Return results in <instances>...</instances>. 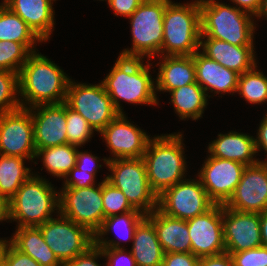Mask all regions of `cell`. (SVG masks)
<instances>
[{"label":"cell","mask_w":267,"mask_h":266,"mask_svg":"<svg viewBox=\"0 0 267 266\" xmlns=\"http://www.w3.org/2000/svg\"><path fill=\"white\" fill-rule=\"evenodd\" d=\"M69 82L70 78L53 61L31 53L18 73L21 108L65 102Z\"/></svg>","instance_id":"cell-1"},{"label":"cell","mask_w":267,"mask_h":266,"mask_svg":"<svg viewBox=\"0 0 267 266\" xmlns=\"http://www.w3.org/2000/svg\"><path fill=\"white\" fill-rule=\"evenodd\" d=\"M148 63V64H147ZM142 58L119 56L102 84L119 114H124L119 100L134 104H158L154 79L150 75L151 63Z\"/></svg>","instance_id":"cell-2"},{"label":"cell","mask_w":267,"mask_h":266,"mask_svg":"<svg viewBox=\"0 0 267 266\" xmlns=\"http://www.w3.org/2000/svg\"><path fill=\"white\" fill-rule=\"evenodd\" d=\"M181 133L154 136L142 156L151 190L159 196L185 179L186 160ZM184 176V177H183Z\"/></svg>","instance_id":"cell-3"},{"label":"cell","mask_w":267,"mask_h":266,"mask_svg":"<svg viewBox=\"0 0 267 266\" xmlns=\"http://www.w3.org/2000/svg\"><path fill=\"white\" fill-rule=\"evenodd\" d=\"M48 182L32 175L6 202V218L17 221L18 228L38 227L53 218L54 210L59 214V193Z\"/></svg>","instance_id":"cell-4"},{"label":"cell","mask_w":267,"mask_h":266,"mask_svg":"<svg viewBox=\"0 0 267 266\" xmlns=\"http://www.w3.org/2000/svg\"><path fill=\"white\" fill-rule=\"evenodd\" d=\"M200 38H214L235 46H254L252 15L236 6L200 0Z\"/></svg>","instance_id":"cell-5"},{"label":"cell","mask_w":267,"mask_h":266,"mask_svg":"<svg viewBox=\"0 0 267 266\" xmlns=\"http://www.w3.org/2000/svg\"><path fill=\"white\" fill-rule=\"evenodd\" d=\"M200 35V0L183 5L170 0L164 12L162 56L193 55L200 50Z\"/></svg>","instance_id":"cell-6"},{"label":"cell","mask_w":267,"mask_h":266,"mask_svg":"<svg viewBox=\"0 0 267 266\" xmlns=\"http://www.w3.org/2000/svg\"><path fill=\"white\" fill-rule=\"evenodd\" d=\"M170 0H144L128 18L131 24L132 48L123 50L124 58H153L161 53L163 20Z\"/></svg>","instance_id":"cell-7"},{"label":"cell","mask_w":267,"mask_h":266,"mask_svg":"<svg viewBox=\"0 0 267 266\" xmlns=\"http://www.w3.org/2000/svg\"><path fill=\"white\" fill-rule=\"evenodd\" d=\"M107 166L112 174L104 180L121 190L134 209L145 215L157 209V195L148 183L142 157L108 160Z\"/></svg>","instance_id":"cell-8"},{"label":"cell","mask_w":267,"mask_h":266,"mask_svg":"<svg viewBox=\"0 0 267 266\" xmlns=\"http://www.w3.org/2000/svg\"><path fill=\"white\" fill-rule=\"evenodd\" d=\"M65 103L99 133L119 114L102 82L78 84L70 79Z\"/></svg>","instance_id":"cell-9"},{"label":"cell","mask_w":267,"mask_h":266,"mask_svg":"<svg viewBox=\"0 0 267 266\" xmlns=\"http://www.w3.org/2000/svg\"><path fill=\"white\" fill-rule=\"evenodd\" d=\"M59 214L85 227L93 235L104 221L102 182L97 187L63 188L59 192Z\"/></svg>","instance_id":"cell-10"},{"label":"cell","mask_w":267,"mask_h":266,"mask_svg":"<svg viewBox=\"0 0 267 266\" xmlns=\"http://www.w3.org/2000/svg\"><path fill=\"white\" fill-rule=\"evenodd\" d=\"M214 205L200 179H185L157 196L160 212L182 220L202 215Z\"/></svg>","instance_id":"cell-11"},{"label":"cell","mask_w":267,"mask_h":266,"mask_svg":"<svg viewBox=\"0 0 267 266\" xmlns=\"http://www.w3.org/2000/svg\"><path fill=\"white\" fill-rule=\"evenodd\" d=\"M46 244L64 264L94 245V235L85 227L59 215L38 226Z\"/></svg>","instance_id":"cell-12"},{"label":"cell","mask_w":267,"mask_h":266,"mask_svg":"<svg viewBox=\"0 0 267 266\" xmlns=\"http://www.w3.org/2000/svg\"><path fill=\"white\" fill-rule=\"evenodd\" d=\"M0 155L36 159L33 119L28 109L0 114Z\"/></svg>","instance_id":"cell-13"},{"label":"cell","mask_w":267,"mask_h":266,"mask_svg":"<svg viewBox=\"0 0 267 266\" xmlns=\"http://www.w3.org/2000/svg\"><path fill=\"white\" fill-rule=\"evenodd\" d=\"M246 165L210 156L198 172L202 186L215 204L224 205L235 191Z\"/></svg>","instance_id":"cell-14"},{"label":"cell","mask_w":267,"mask_h":266,"mask_svg":"<svg viewBox=\"0 0 267 266\" xmlns=\"http://www.w3.org/2000/svg\"><path fill=\"white\" fill-rule=\"evenodd\" d=\"M106 146L113 158H104L106 166L108 160L141 158L149 143L150 135L130 123L125 114H118L101 132Z\"/></svg>","instance_id":"cell-15"},{"label":"cell","mask_w":267,"mask_h":266,"mask_svg":"<svg viewBox=\"0 0 267 266\" xmlns=\"http://www.w3.org/2000/svg\"><path fill=\"white\" fill-rule=\"evenodd\" d=\"M191 252L198 258L226 252L222 204H215L206 213L187 220Z\"/></svg>","instance_id":"cell-16"},{"label":"cell","mask_w":267,"mask_h":266,"mask_svg":"<svg viewBox=\"0 0 267 266\" xmlns=\"http://www.w3.org/2000/svg\"><path fill=\"white\" fill-rule=\"evenodd\" d=\"M225 207L250 213L267 211V163L247 165Z\"/></svg>","instance_id":"cell-17"},{"label":"cell","mask_w":267,"mask_h":266,"mask_svg":"<svg viewBox=\"0 0 267 266\" xmlns=\"http://www.w3.org/2000/svg\"><path fill=\"white\" fill-rule=\"evenodd\" d=\"M226 252H241L262 246L260 213L240 212L222 205Z\"/></svg>","instance_id":"cell-18"},{"label":"cell","mask_w":267,"mask_h":266,"mask_svg":"<svg viewBox=\"0 0 267 266\" xmlns=\"http://www.w3.org/2000/svg\"><path fill=\"white\" fill-rule=\"evenodd\" d=\"M27 109L33 119L36 151L67 144L65 102L42 104Z\"/></svg>","instance_id":"cell-19"},{"label":"cell","mask_w":267,"mask_h":266,"mask_svg":"<svg viewBox=\"0 0 267 266\" xmlns=\"http://www.w3.org/2000/svg\"><path fill=\"white\" fill-rule=\"evenodd\" d=\"M200 47L208 58L239 74L257 65L254 46H235L214 38H200Z\"/></svg>","instance_id":"cell-20"},{"label":"cell","mask_w":267,"mask_h":266,"mask_svg":"<svg viewBox=\"0 0 267 266\" xmlns=\"http://www.w3.org/2000/svg\"><path fill=\"white\" fill-rule=\"evenodd\" d=\"M196 68V82L207 91L215 94L235 93L237 90L239 73L228 69L215 60L208 58L201 50L193 54Z\"/></svg>","instance_id":"cell-21"},{"label":"cell","mask_w":267,"mask_h":266,"mask_svg":"<svg viewBox=\"0 0 267 266\" xmlns=\"http://www.w3.org/2000/svg\"><path fill=\"white\" fill-rule=\"evenodd\" d=\"M146 217L153 223L165 253L191 252L187 220L171 217L155 209Z\"/></svg>","instance_id":"cell-22"},{"label":"cell","mask_w":267,"mask_h":266,"mask_svg":"<svg viewBox=\"0 0 267 266\" xmlns=\"http://www.w3.org/2000/svg\"><path fill=\"white\" fill-rule=\"evenodd\" d=\"M53 1L56 0H11L6 6L45 42L49 40L54 28Z\"/></svg>","instance_id":"cell-23"},{"label":"cell","mask_w":267,"mask_h":266,"mask_svg":"<svg viewBox=\"0 0 267 266\" xmlns=\"http://www.w3.org/2000/svg\"><path fill=\"white\" fill-rule=\"evenodd\" d=\"M159 72L155 80V91L170 92L196 82L193 55L161 56Z\"/></svg>","instance_id":"cell-24"},{"label":"cell","mask_w":267,"mask_h":266,"mask_svg":"<svg viewBox=\"0 0 267 266\" xmlns=\"http://www.w3.org/2000/svg\"><path fill=\"white\" fill-rule=\"evenodd\" d=\"M210 156L220 159L233 160L244 165H253L259 162L256 155L255 138L253 136L231 131L227 134H218V138L208 146Z\"/></svg>","instance_id":"cell-25"},{"label":"cell","mask_w":267,"mask_h":266,"mask_svg":"<svg viewBox=\"0 0 267 266\" xmlns=\"http://www.w3.org/2000/svg\"><path fill=\"white\" fill-rule=\"evenodd\" d=\"M132 241L131 253L136 266H162L165 252L147 217L138 224Z\"/></svg>","instance_id":"cell-26"},{"label":"cell","mask_w":267,"mask_h":266,"mask_svg":"<svg viewBox=\"0 0 267 266\" xmlns=\"http://www.w3.org/2000/svg\"><path fill=\"white\" fill-rule=\"evenodd\" d=\"M8 241L19 251L32 257L41 266H63L46 244L39 227L17 228Z\"/></svg>","instance_id":"cell-27"},{"label":"cell","mask_w":267,"mask_h":266,"mask_svg":"<svg viewBox=\"0 0 267 266\" xmlns=\"http://www.w3.org/2000/svg\"><path fill=\"white\" fill-rule=\"evenodd\" d=\"M171 102L181 120L192 118L198 120L202 117L204 109L207 106L208 93L197 83L182 86L170 91Z\"/></svg>","instance_id":"cell-28"},{"label":"cell","mask_w":267,"mask_h":266,"mask_svg":"<svg viewBox=\"0 0 267 266\" xmlns=\"http://www.w3.org/2000/svg\"><path fill=\"white\" fill-rule=\"evenodd\" d=\"M27 158L0 155V199L8 202L32 175L24 166Z\"/></svg>","instance_id":"cell-29"},{"label":"cell","mask_w":267,"mask_h":266,"mask_svg":"<svg viewBox=\"0 0 267 266\" xmlns=\"http://www.w3.org/2000/svg\"><path fill=\"white\" fill-rule=\"evenodd\" d=\"M0 41L22 43L31 53L36 52V48H34L36 41L43 42L21 17L12 12L7 6L1 5Z\"/></svg>","instance_id":"cell-30"},{"label":"cell","mask_w":267,"mask_h":266,"mask_svg":"<svg viewBox=\"0 0 267 266\" xmlns=\"http://www.w3.org/2000/svg\"><path fill=\"white\" fill-rule=\"evenodd\" d=\"M79 147L71 144L38 149L35 157L41 158L43 166L52 176L65 178L77 163Z\"/></svg>","instance_id":"cell-31"},{"label":"cell","mask_w":267,"mask_h":266,"mask_svg":"<svg viewBox=\"0 0 267 266\" xmlns=\"http://www.w3.org/2000/svg\"><path fill=\"white\" fill-rule=\"evenodd\" d=\"M256 67L239 75L236 92L249 103L261 104L267 101V77Z\"/></svg>","instance_id":"cell-32"},{"label":"cell","mask_w":267,"mask_h":266,"mask_svg":"<svg viewBox=\"0 0 267 266\" xmlns=\"http://www.w3.org/2000/svg\"><path fill=\"white\" fill-rule=\"evenodd\" d=\"M145 217L146 215L142 212H126L115 216L107 217L104 219L102 226L96 232L94 237H102L103 235H106V233L108 235L110 230L114 229L120 239L122 238V240L124 241L130 239L133 240L134 233L138 224Z\"/></svg>","instance_id":"cell-33"},{"label":"cell","mask_w":267,"mask_h":266,"mask_svg":"<svg viewBox=\"0 0 267 266\" xmlns=\"http://www.w3.org/2000/svg\"><path fill=\"white\" fill-rule=\"evenodd\" d=\"M18 74L0 70V114L21 108L19 98ZM18 95V98L17 96Z\"/></svg>","instance_id":"cell-34"},{"label":"cell","mask_w":267,"mask_h":266,"mask_svg":"<svg viewBox=\"0 0 267 266\" xmlns=\"http://www.w3.org/2000/svg\"><path fill=\"white\" fill-rule=\"evenodd\" d=\"M31 52L15 41H0V70L19 73Z\"/></svg>","instance_id":"cell-35"},{"label":"cell","mask_w":267,"mask_h":266,"mask_svg":"<svg viewBox=\"0 0 267 266\" xmlns=\"http://www.w3.org/2000/svg\"><path fill=\"white\" fill-rule=\"evenodd\" d=\"M66 134L67 144L81 147L94 133L89 123L75 110L66 104Z\"/></svg>","instance_id":"cell-36"},{"label":"cell","mask_w":267,"mask_h":266,"mask_svg":"<svg viewBox=\"0 0 267 266\" xmlns=\"http://www.w3.org/2000/svg\"><path fill=\"white\" fill-rule=\"evenodd\" d=\"M102 198L104 218L126 212H141L134 209L121 190L107 180H102Z\"/></svg>","instance_id":"cell-37"},{"label":"cell","mask_w":267,"mask_h":266,"mask_svg":"<svg viewBox=\"0 0 267 266\" xmlns=\"http://www.w3.org/2000/svg\"><path fill=\"white\" fill-rule=\"evenodd\" d=\"M94 244L102 249L104 257L108 259L106 266H136L131 251L125 252L126 249L120 247L119 241L94 237Z\"/></svg>","instance_id":"cell-38"},{"label":"cell","mask_w":267,"mask_h":266,"mask_svg":"<svg viewBox=\"0 0 267 266\" xmlns=\"http://www.w3.org/2000/svg\"><path fill=\"white\" fill-rule=\"evenodd\" d=\"M0 262L3 266H41L32 257L16 249L5 238L0 243Z\"/></svg>","instance_id":"cell-39"},{"label":"cell","mask_w":267,"mask_h":266,"mask_svg":"<svg viewBox=\"0 0 267 266\" xmlns=\"http://www.w3.org/2000/svg\"><path fill=\"white\" fill-rule=\"evenodd\" d=\"M233 266H267V247L259 246L241 252H228Z\"/></svg>","instance_id":"cell-40"},{"label":"cell","mask_w":267,"mask_h":266,"mask_svg":"<svg viewBox=\"0 0 267 266\" xmlns=\"http://www.w3.org/2000/svg\"><path fill=\"white\" fill-rule=\"evenodd\" d=\"M64 179L66 180L63 188H84L95 185V176L92 173L79 170L76 166L70 170Z\"/></svg>","instance_id":"cell-41"},{"label":"cell","mask_w":267,"mask_h":266,"mask_svg":"<svg viewBox=\"0 0 267 266\" xmlns=\"http://www.w3.org/2000/svg\"><path fill=\"white\" fill-rule=\"evenodd\" d=\"M99 256H104L103 251L100 247L94 244L86 252L78 255L70 261L65 262L63 266H100V264L96 262Z\"/></svg>","instance_id":"cell-42"},{"label":"cell","mask_w":267,"mask_h":266,"mask_svg":"<svg viewBox=\"0 0 267 266\" xmlns=\"http://www.w3.org/2000/svg\"><path fill=\"white\" fill-rule=\"evenodd\" d=\"M199 260L192 252L165 253L162 266H198Z\"/></svg>","instance_id":"cell-43"},{"label":"cell","mask_w":267,"mask_h":266,"mask_svg":"<svg viewBox=\"0 0 267 266\" xmlns=\"http://www.w3.org/2000/svg\"><path fill=\"white\" fill-rule=\"evenodd\" d=\"M144 0H109V7L115 12V15L129 17L140 6Z\"/></svg>","instance_id":"cell-44"},{"label":"cell","mask_w":267,"mask_h":266,"mask_svg":"<svg viewBox=\"0 0 267 266\" xmlns=\"http://www.w3.org/2000/svg\"><path fill=\"white\" fill-rule=\"evenodd\" d=\"M99 158L97 156L92 155L86 151L77 152V163L76 167L79 170L92 173L96 177L97 169L101 168L102 165H99L97 162ZM96 164V165H95Z\"/></svg>","instance_id":"cell-45"},{"label":"cell","mask_w":267,"mask_h":266,"mask_svg":"<svg viewBox=\"0 0 267 266\" xmlns=\"http://www.w3.org/2000/svg\"><path fill=\"white\" fill-rule=\"evenodd\" d=\"M198 266H233V262L231 255L228 252H224L200 258Z\"/></svg>","instance_id":"cell-46"},{"label":"cell","mask_w":267,"mask_h":266,"mask_svg":"<svg viewBox=\"0 0 267 266\" xmlns=\"http://www.w3.org/2000/svg\"><path fill=\"white\" fill-rule=\"evenodd\" d=\"M266 116V117H265ZM262 119L259 129L257 132V137L255 138V147H256V152L260 151V149L263 148L265 152L267 153V113ZM262 163H267V160L265 161H259Z\"/></svg>","instance_id":"cell-47"},{"label":"cell","mask_w":267,"mask_h":266,"mask_svg":"<svg viewBox=\"0 0 267 266\" xmlns=\"http://www.w3.org/2000/svg\"><path fill=\"white\" fill-rule=\"evenodd\" d=\"M236 4L240 10L255 16L259 11L261 0H230ZM239 5V6H238Z\"/></svg>","instance_id":"cell-48"},{"label":"cell","mask_w":267,"mask_h":266,"mask_svg":"<svg viewBox=\"0 0 267 266\" xmlns=\"http://www.w3.org/2000/svg\"><path fill=\"white\" fill-rule=\"evenodd\" d=\"M260 232L262 246L267 247V211L260 213Z\"/></svg>","instance_id":"cell-49"},{"label":"cell","mask_w":267,"mask_h":266,"mask_svg":"<svg viewBox=\"0 0 267 266\" xmlns=\"http://www.w3.org/2000/svg\"><path fill=\"white\" fill-rule=\"evenodd\" d=\"M257 18L265 16L267 18V0H261L259 11L255 15Z\"/></svg>","instance_id":"cell-50"},{"label":"cell","mask_w":267,"mask_h":266,"mask_svg":"<svg viewBox=\"0 0 267 266\" xmlns=\"http://www.w3.org/2000/svg\"><path fill=\"white\" fill-rule=\"evenodd\" d=\"M6 203L0 199V221H6ZM2 238L0 239V243L3 242Z\"/></svg>","instance_id":"cell-51"},{"label":"cell","mask_w":267,"mask_h":266,"mask_svg":"<svg viewBox=\"0 0 267 266\" xmlns=\"http://www.w3.org/2000/svg\"><path fill=\"white\" fill-rule=\"evenodd\" d=\"M11 0H4L3 3H1V6H6Z\"/></svg>","instance_id":"cell-52"}]
</instances>
